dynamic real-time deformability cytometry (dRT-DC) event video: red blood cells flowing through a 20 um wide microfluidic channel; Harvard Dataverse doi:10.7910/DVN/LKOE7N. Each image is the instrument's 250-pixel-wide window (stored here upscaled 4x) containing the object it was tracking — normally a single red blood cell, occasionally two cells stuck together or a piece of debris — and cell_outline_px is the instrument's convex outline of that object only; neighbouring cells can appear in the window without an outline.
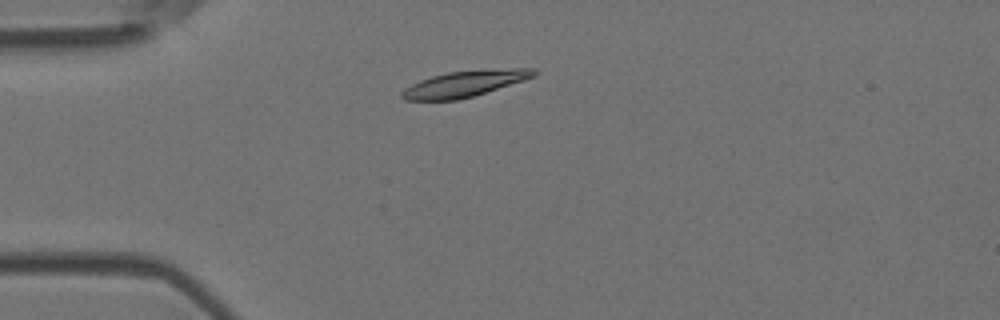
{"species": "Egyptian fruit bat (a non-hibernating species)", "species_latin": "Rousettus aegyptiacus", "temperature_condition": "room temperature", "stored_images_in_passage": 4, "camera_frame_rate_fps": 3000, "um_per_image_px": 0.085, "animal": {"sex": "female"}, "frame": {"image": 1, "passage_image": 2, "time_ms": 0.333, "image_size_px": [1000, 320], "cell_outline_px": [[540, 72], [536, 76], [524, 80], [472, 96], [456, 100], [404, 100], [400, 96], [400, 92], [404, 88], [420, 80], [432, 76], [448, 72], [512, 68], [536, 68]], "centroid_in_image_um": [39.5, 7.11], "position_along_channel_um": 45.5, "area_um2": 19.88}}
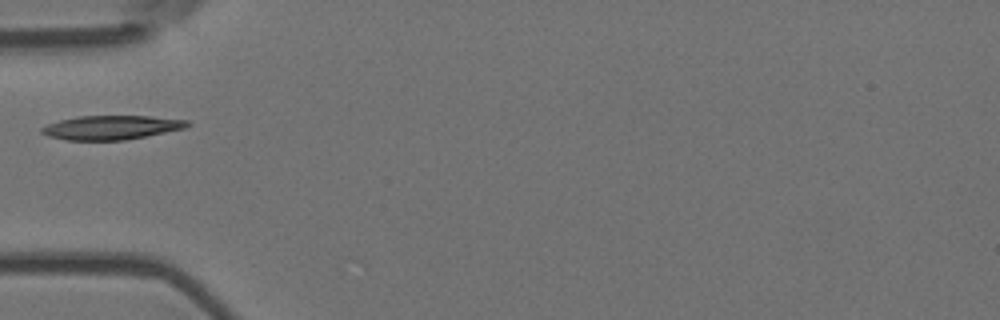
{"frame": {"image": 2, "passage_image": 3, "time_ms": 0.667, "image_size_px": [1000, 320], "cell_outline_px": [[192, 124], [184, 128], [124, 140], [68, 140], [48, 136], [40, 132], [40, 128], [48, 124], [60, 120], [76, 116], [152, 116], [188, 120]], "centroid_in_image_um": [9.45, 10.83], "position_along_channel_um": 75.6, "area_um2": 20.29}}
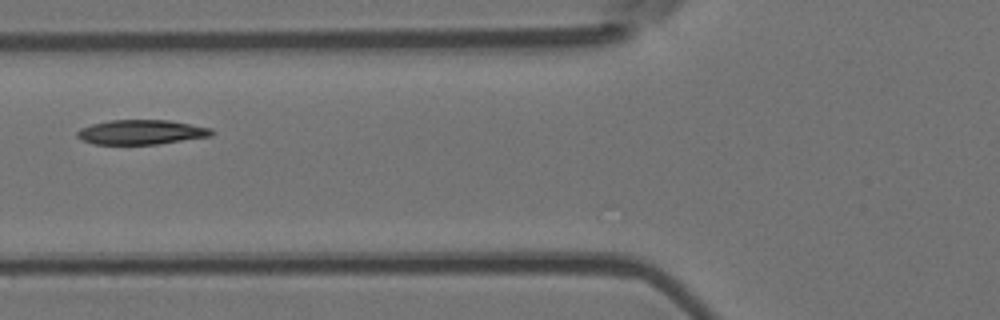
{"frame": {"image": 3, "passage_image": 4, "time_ms": 1.0, "image_size_px": [1000, 320], "cell_outline_px": [[216, 132], [212, 136], [160, 144], [92, 144], [80, 140], [76, 136], [76, 132], [80, 128], [92, 124], [108, 120], [168, 120], [212, 128]], "centroid_in_image_um": [12.01, 11.24], "position_along_channel_um": 113.8, "area_um2": 19.54}}